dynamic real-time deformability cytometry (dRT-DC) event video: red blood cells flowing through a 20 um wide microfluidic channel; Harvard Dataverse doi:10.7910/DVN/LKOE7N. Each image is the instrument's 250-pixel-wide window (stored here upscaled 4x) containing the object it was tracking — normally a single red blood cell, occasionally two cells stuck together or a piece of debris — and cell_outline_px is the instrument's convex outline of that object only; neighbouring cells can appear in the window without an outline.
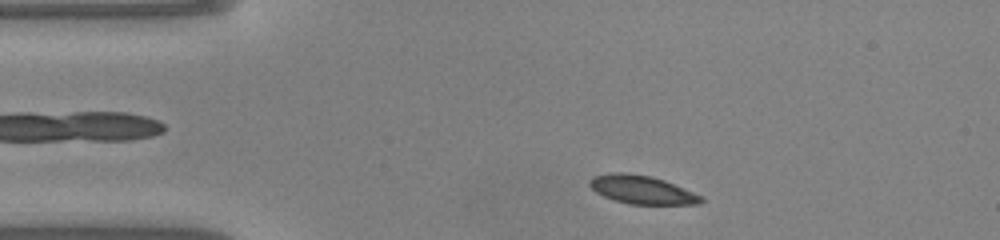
{"species": "common noctule bat (a hibernating species)", "species_latin": "Nyctalus noctula", "temperature_condition": "warm", "stored_images_in_passage": 43, "camera_frame_rate_fps": 3000, "um_per_image_px": 0.085, "animal": {"sex": "male", "body_mass_g": 20.0, "forearm_length_mm": 53.3}, "frame": {"image": 1, "passage_image": 3, "time_ms": 0.667, "image_size_px": [1000, 240], "cell_outline_px": [[704, 200], [700, 204], [628, 204], [604, 196], [596, 192], [588, 184], [588, 180], [592, 176], [608, 172], [624, 172], [652, 176], [664, 180], [704, 196]], "centroid_in_image_um": [54.55, 16.11], "position_along_channel_um": 30.4, "area_um2": 18.61}}
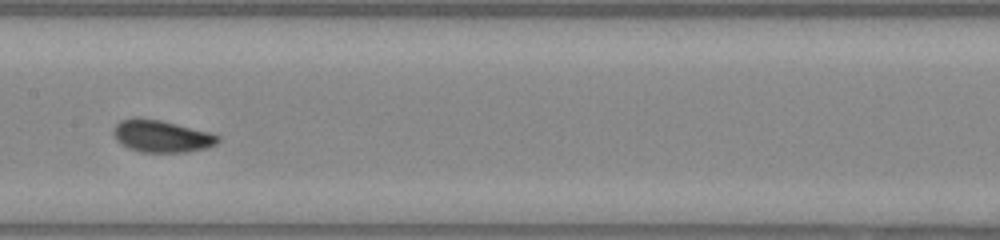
{"frame": {"image": 2, "passage_image": 18, "time_ms": 5.667, "image_size_px": [1000, 240], "cell_outline_px": [[220, 140], [216, 144], [204, 148], [184, 152], [144, 152], [128, 148], [116, 140], [112, 132], [112, 128], [120, 120], [132, 116], [136, 116], [160, 120], [212, 132], [220, 136]], "centroid_in_image_um": [13.7, 11.55], "position_along_channel_um": 193.7, "area_um2": 19.83}}
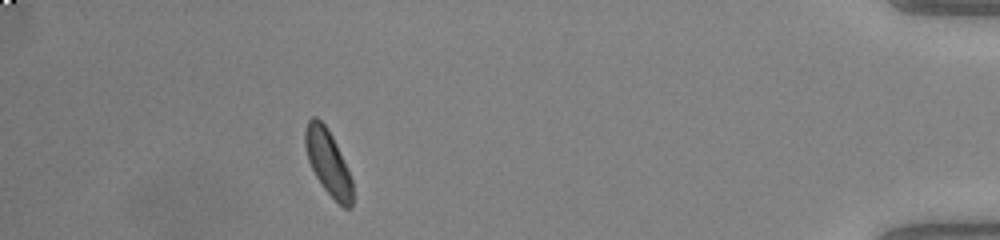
{"frame": {"image": 3, "passage_image": 38, "time_ms": 12.333, "image_size_px": [1000, 240], "cell_outline_px": [[352, 208], [344, 208], [324, 188], [316, 176], [308, 160], [304, 144], [304, 128], [308, 120], [312, 116], [316, 116], [328, 128], [336, 144], [352, 180]], "centroid_in_image_um": [27.85, 13.75], "position_along_channel_um": 407.3, "area_um2": 17.74}, "authors_computed_cell_mechanics": {"area_um2": 18.7272, "velocity_mm_per_s": 4.1046, "shape_relaxation_time_tau1_ms": 2.9718, "shape_relaxation_time_tau2_ms": 4.7393, "deformation_change_tau1": 0.1122, "deformation_change_tau2": 0.0672}}